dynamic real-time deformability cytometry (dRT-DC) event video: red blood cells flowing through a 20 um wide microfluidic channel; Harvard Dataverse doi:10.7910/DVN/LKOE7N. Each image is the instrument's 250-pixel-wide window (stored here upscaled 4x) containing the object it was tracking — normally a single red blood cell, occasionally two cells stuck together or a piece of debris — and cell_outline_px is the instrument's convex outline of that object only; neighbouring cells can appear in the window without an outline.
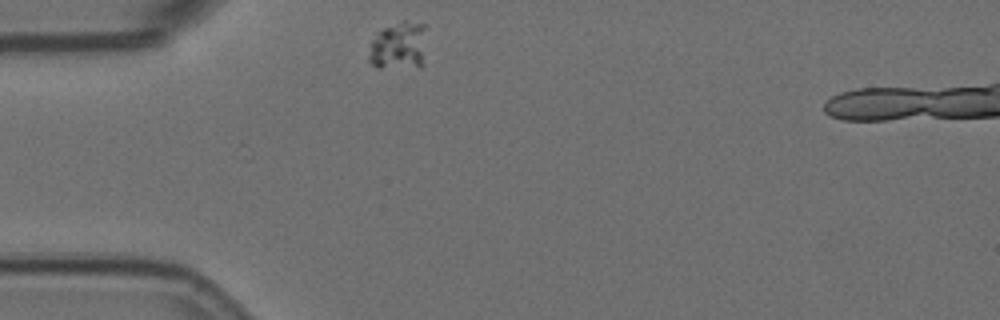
{"species": "Egyptian fruit bat (a non-hibernating species)", "species_latin": "Rousettus aegyptiacus", "temperature_condition": "room temperature", "stored_images_in_passage": 3, "camera_frame_rate_fps": 3000, "um_per_image_px": 0.085, "animal": {"sex": "female"}, "frame": {"image": 1, "passage_image": 1, "time_ms": 0.0, "image_size_px": [1000, 320], "cell_outline_px": [[428, 24], [424, 64], [420, 68], [376, 68], [368, 60], [368, 56], [372, 40], [376, 32], [400, 20], [404, 20]], "centroid_in_image_um": [33.96, 3.89], "position_along_channel_um": 51.0, "area_um2": 17.17}}